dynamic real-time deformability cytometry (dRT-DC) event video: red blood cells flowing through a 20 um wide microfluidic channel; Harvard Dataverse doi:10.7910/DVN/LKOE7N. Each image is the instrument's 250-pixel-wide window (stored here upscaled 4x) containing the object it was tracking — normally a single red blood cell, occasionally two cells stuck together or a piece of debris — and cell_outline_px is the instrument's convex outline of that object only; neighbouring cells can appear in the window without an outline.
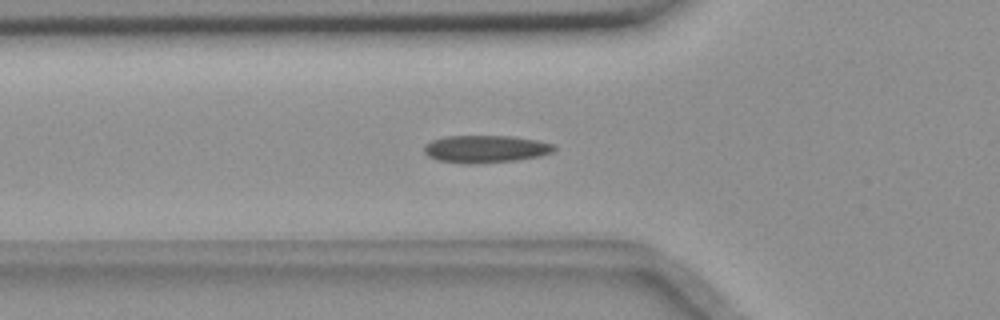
{"species": "common noctule bat (a hibernating species)", "species_latin": "Nyctalus noctula", "temperature_condition": "room temperature", "stored_images_in_passage": 38, "camera_frame_rate_fps": 3000, "um_per_image_px": 0.085, "animal": {"sex": "female", "body_mass_g": 18.4}, "frame": {"image": 1, "passage_image": 2, "time_ms": 0.333, "image_size_px": [1000, 320], "cell_outline_px": [[556, 148], [552, 152], [540, 156], [516, 160], [472, 164], [468, 164], [436, 160], [428, 156], [424, 152], [424, 144], [432, 140], [444, 136], [516, 136], [540, 140], [556, 144]], "centroid_in_image_um": [41.29, 12.65], "position_along_channel_um": 84.5, "area_um2": 21.1}}
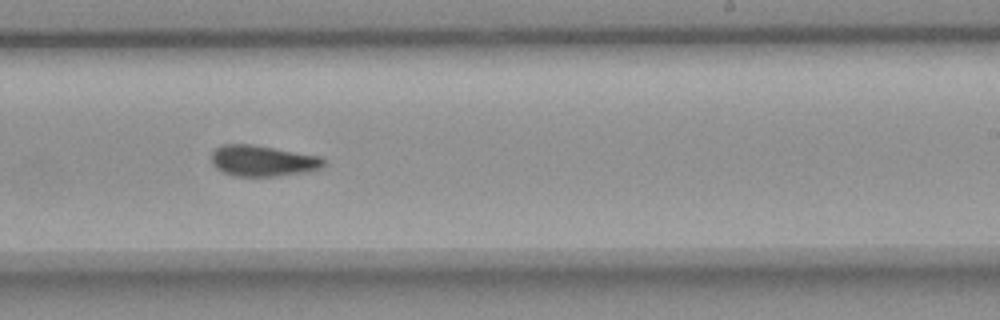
{"frame": {"image": 2, "passage_image": 17, "time_ms": 5.333, "image_size_px": [1000, 320], "cell_outline_px": [[328, 164], [324, 168], [308, 172], [276, 176], [236, 176], [224, 172], [216, 168], [212, 164], [212, 152], [216, 148], [224, 144], [252, 144], [320, 156], [328, 160]], "centroid_in_image_um": [22.42, 13.67], "position_along_channel_um": 266.6, "area_um2": 20.52}}
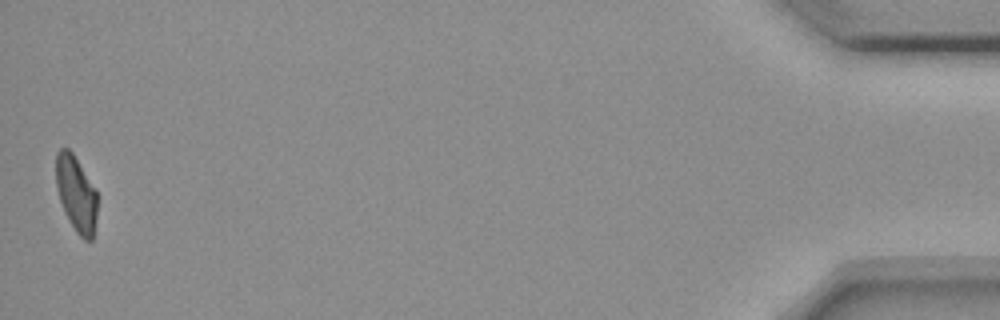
{"frame": {"image": 3, "passage_image": 38, "time_ms": 12.333, "image_size_px": [1000, 320], "cell_outline_px": [[96, 216], [92, 240], [84, 240], [76, 232], [64, 212], [60, 200], [56, 184], [56, 152], [60, 148], [68, 148], [72, 152], [96, 188]], "centroid_in_image_um": [6.47, 16.45], "position_along_channel_um": 428.7, "area_um2": 18.15}}